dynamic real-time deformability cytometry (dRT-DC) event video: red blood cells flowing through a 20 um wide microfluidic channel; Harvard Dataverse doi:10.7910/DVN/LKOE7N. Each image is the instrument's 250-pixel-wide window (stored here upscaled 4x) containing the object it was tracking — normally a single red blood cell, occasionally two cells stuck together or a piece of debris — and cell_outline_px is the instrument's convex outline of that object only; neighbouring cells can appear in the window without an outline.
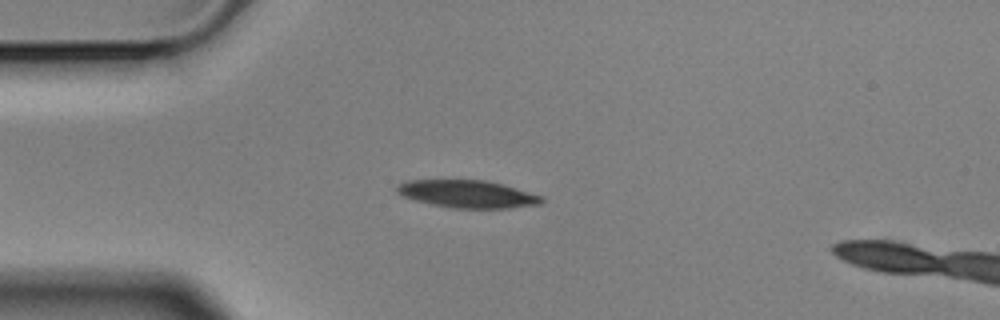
{"species": "Egyptian fruit bat (a non-hibernating species)", "species_latin": "Rousettus aegyptiacus", "temperature_condition": "cold", "stored_images_in_passage": 7, "camera_frame_rate_fps": 3000, "um_per_image_px": 0.085, "animal": {"sex": "male"}, "frame": {"image": 1, "passage_image": 3, "time_ms": 0.667, "image_size_px": [1000, 320], "cell_outline_px": [[544, 200], [540, 204], [508, 208], [448, 208], [416, 200], [404, 196], [396, 192], [396, 184], [408, 180], [488, 180], [504, 184], [544, 196]], "centroid_in_image_um": [39.76, 16.48], "position_along_channel_um": 45.2, "area_um2": 23.41}}
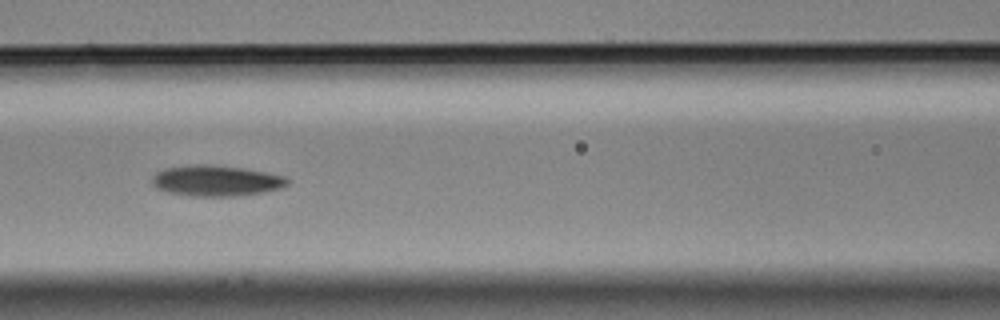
{"frame": {"image": 2, "passage_image": 6, "time_ms": 1.667, "image_size_px": [1000, 320], "cell_outline_px": [[288, 184], [284, 188], [264, 192], [236, 196], [192, 196], [168, 192], [156, 188], [152, 184], [152, 176], [156, 172], [164, 168], [192, 164], [216, 164], [244, 168], [288, 176]], "centroid_in_image_um": [18.39, 15.35], "position_along_channel_um": 148.2, "area_um2": 24.74}}
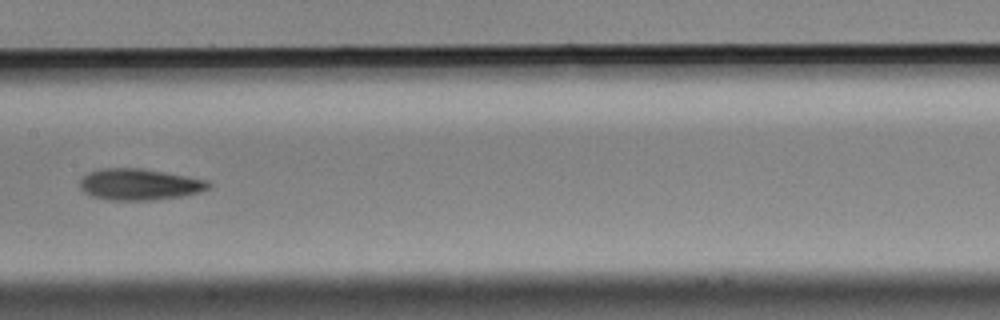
{"frame": {"image": 3, "passage_image": 7, "time_ms": 2.0, "image_size_px": [1000, 320], "cell_outline_px": [[212, 184], [208, 188], [200, 192], [184, 196], [152, 200], [112, 200], [92, 196], [84, 192], [80, 188], [80, 180], [88, 172], [100, 168], [140, 168], [164, 172], [208, 180]], "centroid_in_image_um": [11.85, 15.67], "position_along_channel_um": 195.5, "area_um2": 23.52}}